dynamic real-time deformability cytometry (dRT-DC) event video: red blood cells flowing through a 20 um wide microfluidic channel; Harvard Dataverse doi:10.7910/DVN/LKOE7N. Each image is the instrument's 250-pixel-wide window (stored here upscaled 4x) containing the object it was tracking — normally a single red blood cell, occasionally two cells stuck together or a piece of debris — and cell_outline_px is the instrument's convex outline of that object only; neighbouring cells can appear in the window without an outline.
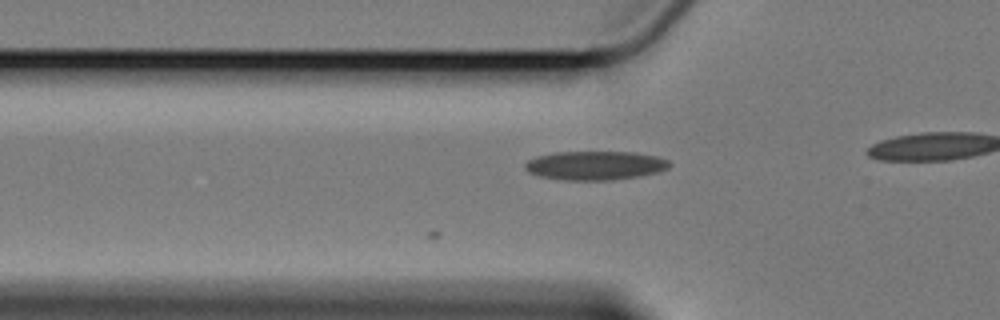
{"species": "Egyptian fruit bat (a non-hibernating species)", "species_latin": "Rousettus aegyptiacus", "temperature_condition": "cold", "stored_images_in_passage": 16, "camera_frame_rate_fps": 3000, "um_per_image_px": 0.085, "animal": {"sex": "female"}, "frame": {"image": 1, "passage_image": 16, "time_ms": 5.0, "image_size_px": [1000, 320], "cell_outline_px": [[668, 168], [656, 172], [640, 176], [612, 180], [564, 180], [540, 176], [528, 172], [524, 168], [524, 164], [528, 160], [536, 156], [552, 152], [636, 152], [656, 156], [668, 160]], "centroid_in_image_um": [50.54, 14.06], "position_along_channel_um": 75.3, "area_um2": 24.33}}